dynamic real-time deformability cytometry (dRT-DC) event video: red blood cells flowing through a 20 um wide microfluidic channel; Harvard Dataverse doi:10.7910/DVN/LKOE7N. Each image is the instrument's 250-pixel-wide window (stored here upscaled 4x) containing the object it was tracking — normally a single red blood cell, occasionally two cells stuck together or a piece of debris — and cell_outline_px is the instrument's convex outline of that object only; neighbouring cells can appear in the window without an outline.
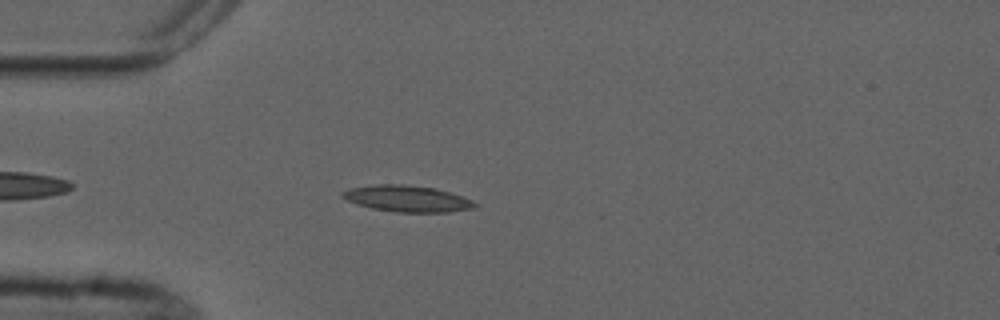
{"species": "common noctule bat (a hibernating species)", "species_latin": "Nyctalus noctula", "temperature_condition": "cold", "stored_images_in_passage": 3, "camera_frame_rate_fps": 3000, "um_per_image_px": 0.085, "animal": {"sex": "male", "forearm_length_mm": 52.5}, "frame": {"image": 1, "passage_image": 3, "time_ms": 2.333, "image_size_px": [1000, 320], "cell_outline_px": [[480, 204], [476, 208], [448, 212], [396, 212], [372, 208], [356, 204], [340, 196], [340, 192], [348, 188], [376, 184], [400, 184], [432, 188], [448, 192], [472, 200]], "centroid_in_image_um": [34.59, 16.89], "position_along_channel_um": 50.4, "area_um2": 20.29}}